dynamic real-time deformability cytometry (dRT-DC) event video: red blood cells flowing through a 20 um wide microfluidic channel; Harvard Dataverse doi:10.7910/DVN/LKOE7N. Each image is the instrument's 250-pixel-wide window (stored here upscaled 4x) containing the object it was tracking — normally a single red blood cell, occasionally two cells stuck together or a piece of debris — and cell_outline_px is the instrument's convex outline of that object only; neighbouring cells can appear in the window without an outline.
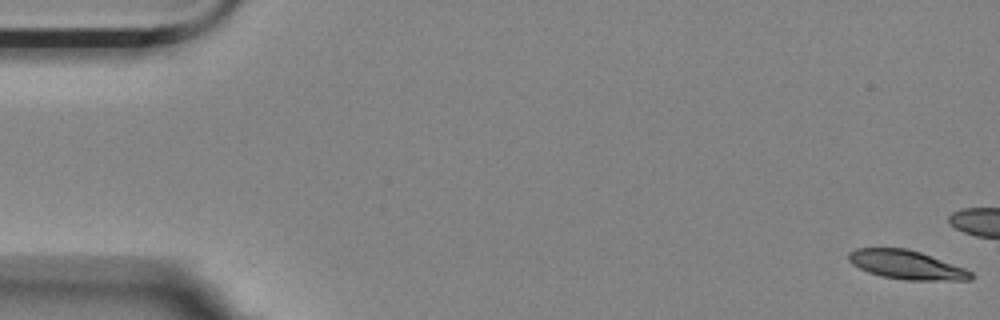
{"species": "Egyptian fruit bat (a non-hibernating species)", "species_latin": "Rousettus aegyptiacus", "temperature_condition": "room temperature", "stored_images_in_passage": 16, "camera_frame_rate_fps": 3000, "um_per_image_px": 0.085, "animal": {"sex": "female"}, "frame": {"image": 1, "passage_image": 1, "time_ms": 0.0, "image_size_px": [1000, 320], "cell_outline_px": [[972, 280], [904, 280], [880, 276], [868, 272], [852, 264], [848, 260], [848, 252], [856, 248], [904, 248], [920, 252], [964, 268], [972, 272]], "centroid_in_image_um": [77.02, 22.51], "position_along_channel_um": 8.0, "area_um2": 20.46}}